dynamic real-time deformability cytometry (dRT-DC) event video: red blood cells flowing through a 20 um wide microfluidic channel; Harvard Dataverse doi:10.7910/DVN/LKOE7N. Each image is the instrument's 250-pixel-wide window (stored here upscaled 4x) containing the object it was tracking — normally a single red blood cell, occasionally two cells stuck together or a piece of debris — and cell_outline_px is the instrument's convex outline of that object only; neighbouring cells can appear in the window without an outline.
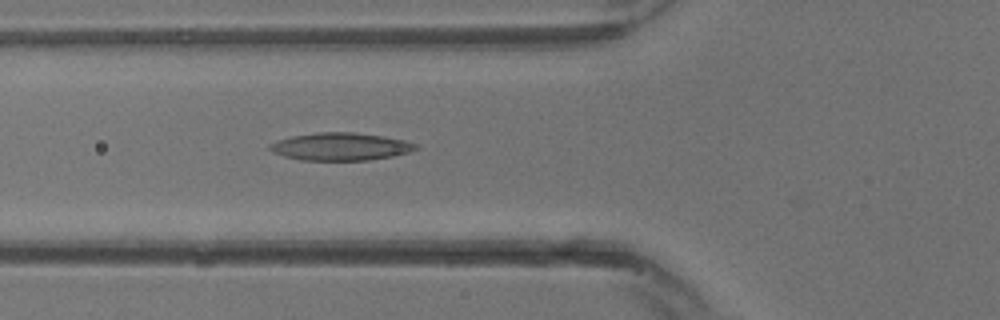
{"species": "common noctule bat (a hibernating species)", "species_latin": "Nyctalus noctula", "temperature_condition": "warm", "stored_images_in_passage": 2, "camera_frame_rate_fps": 3000, "um_per_image_px": 0.085, "animal": {"sex": "male", "body_mass_g": 13.3}, "frame": {"image": 1, "passage_image": 2, "time_ms": 0.333, "image_size_px": [1000, 320], "cell_outline_px": [[420, 148], [408, 152], [392, 156], [372, 160], [300, 160], [284, 156], [272, 152], [268, 148], [268, 144], [276, 140], [292, 136], [316, 132], [352, 132], [384, 136], [404, 140], [416, 144]], "centroid_in_image_um": [28.92, 12.46], "position_along_channel_um": 96.9, "area_um2": 23.64}}